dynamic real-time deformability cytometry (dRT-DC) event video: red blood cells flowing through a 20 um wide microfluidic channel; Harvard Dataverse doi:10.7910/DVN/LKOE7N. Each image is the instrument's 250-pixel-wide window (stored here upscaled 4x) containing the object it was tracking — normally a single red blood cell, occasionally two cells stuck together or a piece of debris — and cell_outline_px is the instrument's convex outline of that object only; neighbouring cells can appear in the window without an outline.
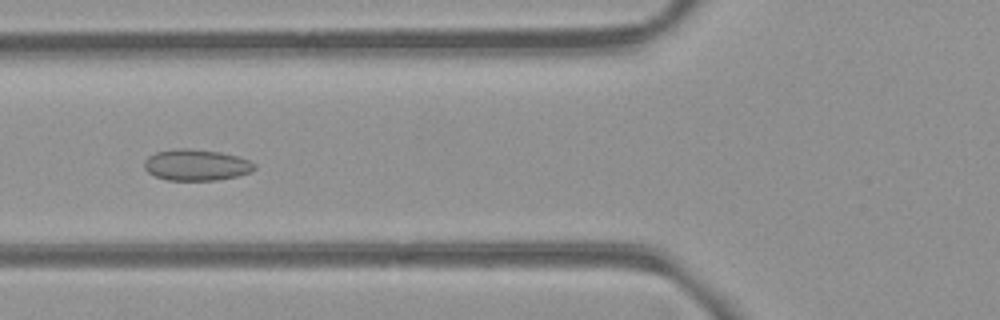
{"species": "common noctule bat (a hibernating species)", "species_latin": "Nyctalus noctula", "temperature_condition": "room temperature", "stored_images_in_passage": 4, "camera_frame_rate_fps": 3000, "um_per_image_px": 0.085, "animal": {"sex": "female", "body_mass_g": 21.9}, "frame": {"image": 1, "passage_image": 4, "time_ms": 4.333, "image_size_px": [1000, 320], "cell_outline_px": [[256, 168], [252, 172], [236, 176], [216, 180], [168, 180], [156, 176], [148, 172], [144, 168], [144, 160], [148, 156], [156, 152], [180, 148], [188, 148], [220, 152], [236, 156], [248, 160], [256, 164]], "centroid_in_image_um": [16.68, 14.02], "position_along_channel_um": 109.1, "area_um2": 20.0}}